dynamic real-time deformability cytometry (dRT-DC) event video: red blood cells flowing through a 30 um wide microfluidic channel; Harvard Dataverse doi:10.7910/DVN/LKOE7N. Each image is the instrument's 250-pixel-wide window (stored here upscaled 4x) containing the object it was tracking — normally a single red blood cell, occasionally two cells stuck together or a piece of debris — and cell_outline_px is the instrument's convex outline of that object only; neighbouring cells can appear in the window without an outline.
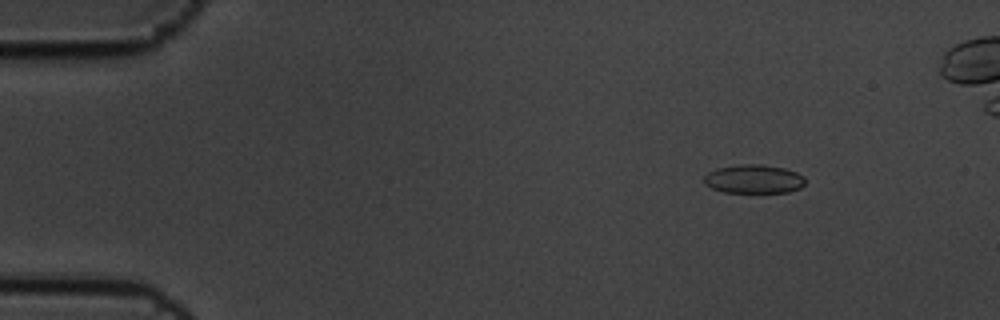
{"species": "common noctule bat (a hibernating species)", "species_latin": "Nyctalus noctula", "temperature_condition": "cold", "stored_images_in_passage": 4, "camera_frame_rate_fps": 3000, "um_per_image_px": 0.085, "animal": {"sex": "male", "body_mass_g": 19.5, "forearm_length_mm": 54.6}, "frame": {"image": 1, "passage_image": 2, "time_ms": 0.333, "image_size_px": [1000, 320], "cell_outline_px": [[804, 184], [800, 188], [788, 192], [724, 192], [712, 188], [704, 184], [704, 176], [708, 172], [716, 168], [740, 164], [760, 164], [784, 168], [796, 172], [804, 176]], "centroid_in_image_um": [64.05, 15.21], "position_along_channel_um": 20.9, "area_um2": 16.94}}